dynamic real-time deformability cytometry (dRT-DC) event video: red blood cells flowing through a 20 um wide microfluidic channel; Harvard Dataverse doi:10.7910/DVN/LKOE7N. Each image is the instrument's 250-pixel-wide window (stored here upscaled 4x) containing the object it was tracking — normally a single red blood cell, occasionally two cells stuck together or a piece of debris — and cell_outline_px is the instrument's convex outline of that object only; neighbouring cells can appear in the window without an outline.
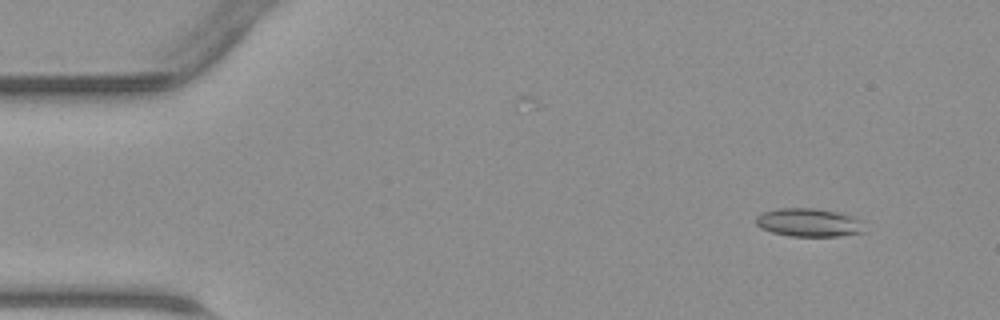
{"species": "common noctule bat (a hibernating species)", "species_latin": "Nyctalus noctula", "temperature_condition": "warm", "stored_images_in_passage": 45, "camera_frame_rate_fps": 3000, "um_per_image_px": 0.085, "animal": {"sex": "male", "body_mass_g": 23.1, "forearm_length_mm": 52.7}, "frame": {"image": 1, "passage_image": 4, "time_ms": 1.0, "image_size_px": [1000, 320], "cell_outline_px": [[868, 232], [840, 236], [788, 236], [772, 232], [760, 228], [756, 224], [756, 216], [764, 212], [776, 208], [812, 208], [836, 212], [852, 216], [864, 220]], "centroid_in_image_um": [68.82, 18.92], "position_along_channel_um": 16.2, "area_um2": 18.26}}
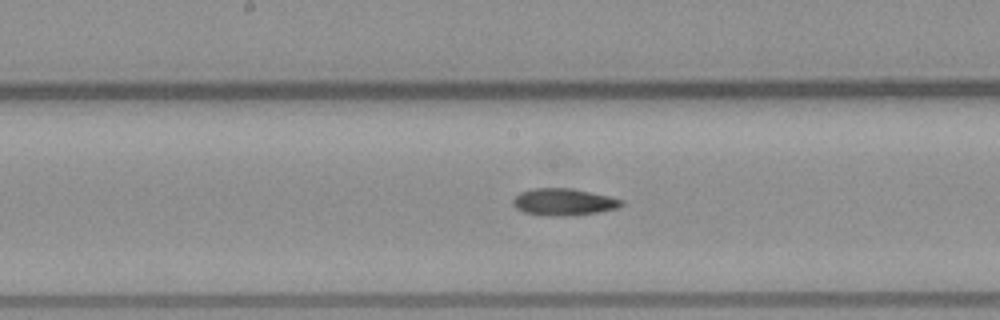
{"frame": {"image": 2, "passage_image": 23, "time_ms": 7.333, "image_size_px": [1000, 320], "cell_outline_px": [[624, 204], [616, 208], [600, 212], [568, 216], [552, 216], [524, 212], [516, 208], [512, 204], [512, 200], [520, 192], [532, 188], [572, 188], [608, 196], [624, 200]], "centroid_in_image_um": [47.91, 17.16], "position_along_channel_um": 200.3, "area_um2": 17.05}}
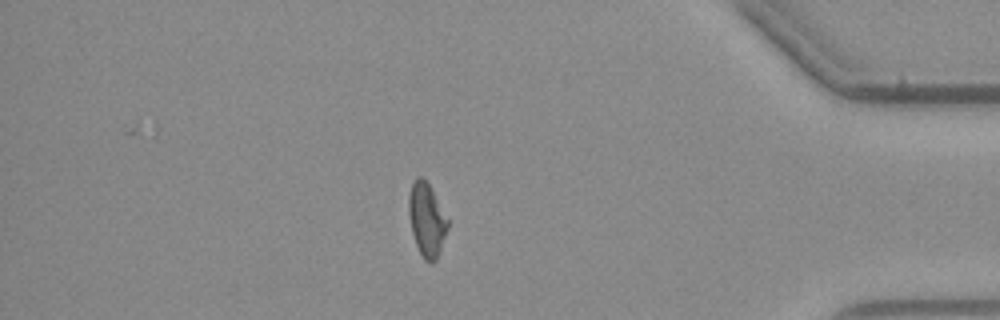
{"frame": {"image": 3, "passage_image": 39, "time_ms": 12.667, "image_size_px": [1000, 320], "cell_outline_px": [[448, 228], [436, 260], [432, 264], [424, 260], [416, 244], [412, 232], [408, 212], [408, 196], [412, 184], [416, 176], [424, 176], [448, 220]], "centroid_in_image_um": [36.25, 18.66], "position_along_channel_um": 398.9, "area_um2": 16.53}}